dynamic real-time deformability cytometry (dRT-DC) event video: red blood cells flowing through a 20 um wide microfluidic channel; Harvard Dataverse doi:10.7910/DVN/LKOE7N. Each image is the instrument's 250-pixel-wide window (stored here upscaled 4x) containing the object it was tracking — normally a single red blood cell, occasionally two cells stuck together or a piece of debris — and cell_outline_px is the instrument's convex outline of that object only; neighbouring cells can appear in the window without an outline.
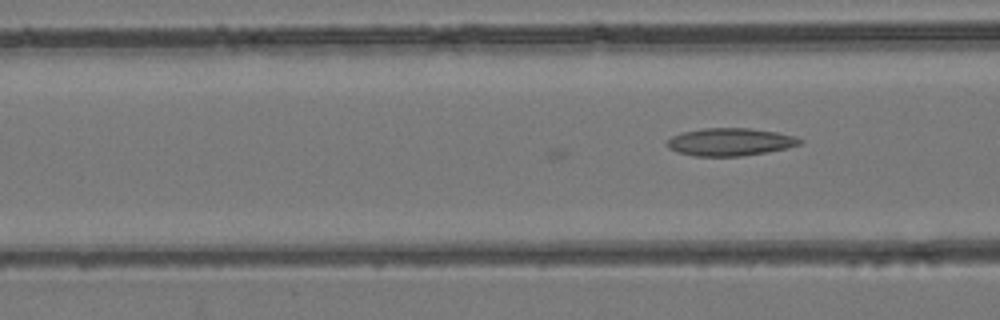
{"species": "common noctule bat (a hibernating species)", "species_latin": "Nyctalus noctula", "temperature_condition": "room temperature", "stored_images_in_passage": 6, "camera_frame_rate_fps": 3000, "um_per_image_px": 0.085, "animal": {"sex": "female", "body_mass_g": 24.6, "forearm_length_mm": 56.2}, "frame": {"image": 1, "passage_image": 6, "time_ms": 1.667, "image_size_px": [1000, 320], "cell_outline_px": [[804, 140], [800, 144], [788, 148], [768, 152], [740, 156], [692, 156], [676, 152], [668, 148], [668, 140], [672, 136], [680, 132], [704, 128], [748, 128], [776, 132], [796, 136]], "centroid_in_image_um": [62.06, 12.06], "position_along_channel_um": 104.5, "area_um2": 21.56}}